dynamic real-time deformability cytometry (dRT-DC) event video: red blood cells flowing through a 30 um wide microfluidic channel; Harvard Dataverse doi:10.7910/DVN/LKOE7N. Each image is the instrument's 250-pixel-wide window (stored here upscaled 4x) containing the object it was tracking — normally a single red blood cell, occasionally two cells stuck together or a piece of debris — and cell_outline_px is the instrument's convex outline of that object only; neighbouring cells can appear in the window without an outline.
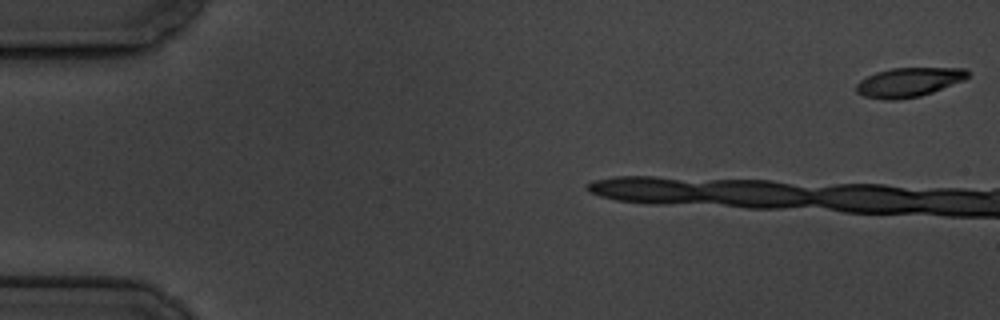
{"species": "common noctule bat (a hibernating species)", "species_latin": "Nyctalus noctula", "temperature_condition": "cold", "stored_images_in_passage": 13, "camera_frame_rate_fps": 3000, "um_per_image_px": 0.085, "animal": {"sex": "male", "body_mass_g": 19.5, "forearm_length_mm": 54.6}, "frame": {"image": 1, "passage_image": 1, "time_ms": 0.0, "image_size_px": [1000, 320], "cell_outline_px": [[968, 76], [964, 80], [932, 92], [920, 96], [896, 100], [884, 100], [864, 96], [856, 92], [856, 84], [860, 80], [876, 72], [892, 68], [964, 68], [968, 72]], "centroid_in_image_um": [77.21, 6.99], "position_along_channel_um": 7.8, "area_um2": 18.9}}
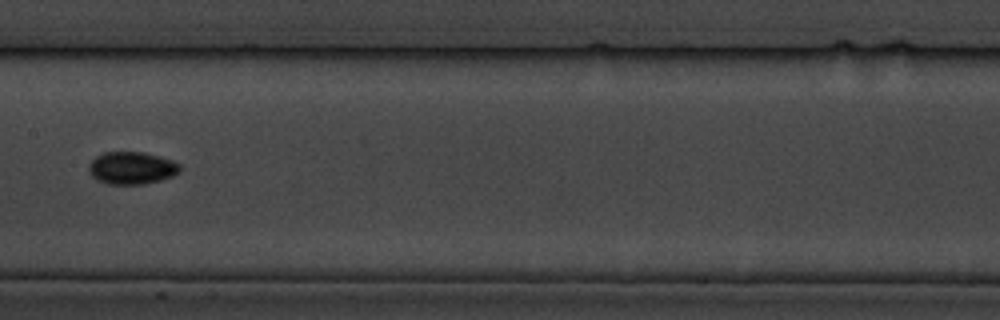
{"frame": {"image": 2, "passage_image": 10, "time_ms": 11.333, "image_size_px": [1000, 320], "cell_outline_px": [[180, 172], [172, 176], [160, 180], [144, 184], [108, 184], [96, 180], [88, 172], [88, 164], [96, 156], [104, 152], [144, 152], [160, 156], [172, 160], [180, 164]], "centroid_in_image_um": [11.18, 14.28], "position_along_channel_um": 196.2, "area_um2": 17.4}}
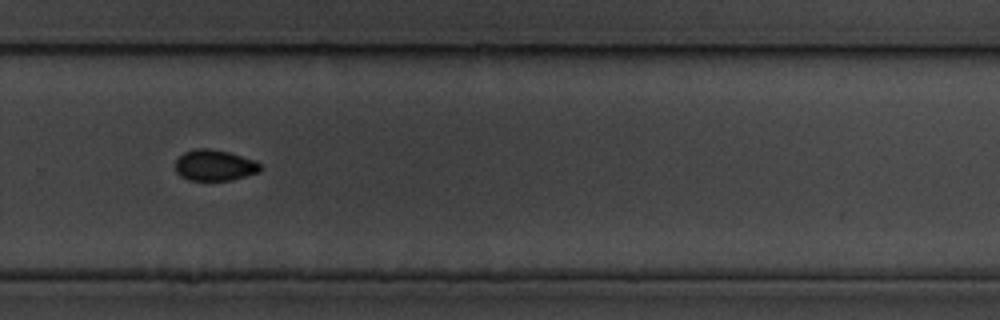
{"frame": {"image": 3, "passage_image": 13, "time_ms": 14.667, "image_size_px": [1000, 320], "cell_outline_px": [[260, 168], [256, 172], [244, 176], [228, 180], [188, 180], [180, 176], [176, 172], [176, 160], [184, 152], [196, 148], [212, 148], [228, 152], [256, 160], [260, 164]], "centroid_in_image_um": [18.2, 14.03], "position_along_channel_um": 311.6, "area_um2": 15.2}}